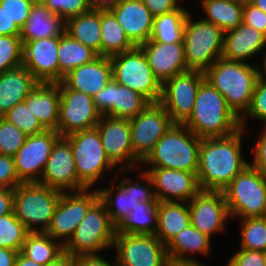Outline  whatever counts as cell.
Returning a JSON list of instances; mask_svg holds the SVG:
<instances>
[{
    "instance_id": "cell-1",
    "label": "cell",
    "mask_w": 266,
    "mask_h": 266,
    "mask_svg": "<svg viewBox=\"0 0 266 266\" xmlns=\"http://www.w3.org/2000/svg\"><path fill=\"white\" fill-rule=\"evenodd\" d=\"M246 131L240 128L226 137L201 139L197 170L200 190L223 191L249 165L242 147Z\"/></svg>"
},
{
    "instance_id": "cell-2",
    "label": "cell",
    "mask_w": 266,
    "mask_h": 266,
    "mask_svg": "<svg viewBox=\"0 0 266 266\" xmlns=\"http://www.w3.org/2000/svg\"><path fill=\"white\" fill-rule=\"evenodd\" d=\"M259 62L245 63L218 58L205 72L207 80L234 114L241 119L248 111L255 84L260 78Z\"/></svg>"
},
{
    "instance_id": "cell-3",
    "label": "cell",
    "mask_w": 266,
    "mask_h": 266,
    "mask_svg": "<svg viewBox=\"0 0 266 266\" xmlns=\"http://www.w3.org/2000/svg\"><path fill=\"white\" fill-rule=\"evenodd\" d=\"M184 125L200 139L226 137L241 128L225 97L207 80L200 84L192 114Z\"/></svg>"
},
{
    "instance_id": "cell-4",
    "label": "cell",
    "mask_w": 266,
    "mask_h": 266,
    "mask_svg": "<svg viewBox=\"0 0 266 266\" xmlns=\"http://www.w3.org/2000/svg\"><path fill=\"white\" fill-rule=\"evenodd\" d=\"M116 171L114 172L116 173L114 174V178L116 177L117 181L113 182V180H110L108 186H103L104 188L99 187L97 190L99 192V199L105 204L112 224L118 228L130 212L136 209L138 202L157 205L158 200L155 195L153 183L147 172L138 168L139 175L137 179L134 180L132 178L131 180L128 176H124L127 174L126 172H130L129 170H123L122 172L118 168V171Z\"/></svg>"
},
{
    "instance_id": "cell-5",
    "label": "cell",
    "mask_w": 266,
    "mask_h": 266,
    "mask_svg": "<svg viewBox=\"0 0 266 266\" xmlns=\"http://www.w3.org/2000/svg\"><path fill=\"white\" fill-rule=\"evenodd\" d=\"M200 141L184 124H174L157 141L141 166L194 172L197 175Z\"/></svg>"
},
{
    "instance_id": "cell-6",
    "label": "cell",
    "mask_w": 266,
    "mask_h": 266,
    "mask_svg": "<svg viewBox=\"0 0 266 266\" xmlns=\"http://www.w3.org/2000/svg\"><path fill=\"white\" fill-rule=\"evenodd\" d=\"M61 195L39 182L21 183L14 188L13 211L29 232H46Z\"/></svg>"
},
{
    "instance_id": "cell-7",
    "label": "cell",
    "mask_w": 266,
    "mask_h": 266,
    "mask_svg": "<svg viewBox=\"0 0 266 266\" xmlns=\"http://www.w3.org/2000/svg\"><path fill=\"white\" fill-rule=\"evenodd\" d=\"M64 138L71 145L78 181L86 189H97L95 185L98 182H105V173L109 174L117 169L108 159L96 127L75 132Z\"/></svg>"
},
{
    "instance_id": "cell-8",
    "label": "cell",
    "mask_w": 266,
    "mask_h": 266,
    "mask_svg": "<svg viewBox=\"0 0 266 266\" xmlns=\"http://www.w3.org/2000/svg\"><path fill=\"white\" fill-rule=\"evenodd\" d=\"M223 192L232 221L266 216V176L250 164L234 177Z\"/></svg>"
},
{
    "instance_id": "cell-9",
    "label": "cell",
    "mask_w": 266,
    "mask_h": 266,
    "mask_svg": "<svg viewBox=\"0 0 266 266\" xmlns=\"http://www.w3.org/2000/svg\"><path fill=\"white\" fill-rule=\"evenodd\" d=\"M188 12L183 33L187 68L205 72L222 56L224 31L214 24L195 18Z\"/></svg>"
},
{
    "instance_id": "cell-10",
    "label": "cell",
    "mask_w": 266,
    "mask_h": 266,
    "mask_svg": "<svg viewBox=\"0 0 266 266\" xmlns=\"http://www.w3.org/2000/svg\"><path fill=\"white\" fill-rule=\"evenodd\" d=\"M116 230L105 204L98 199L64 245V254L69 256L102 254L101 252L113 248Z\"/></svg>"
},
{
    "instance_id": "cell-11",
    "label": "cell",
    "mask_w": 266,
    "mask_h": 266,
    "mask_svg": "<svg viewBox=\"0 0 266 266\" xmlns=\"http://www.w3.org/2000/svg\"><path fill=\"white\" fill-rule=\"evenodd\" d=\"M109 58L114 80L139 92L151 103L160 101L162 84L152 73L146 56L139 46Z\"/></svg>"
},
{
    "instance_id": "cell-12",
    "label": "cell",
    "mask_w": 266,
    "mask_h": 266,
    "mask_svg": "<svg viewBox=\"0 0 266 266\" xmlns=\"http://www.w3.org/2000/svg\"><path fill=\"white\" fill-rule=\"evenodd\" d=\"M204 72L187 70L162 84L159 103L166 109L174 124H184L190 117Z\"/></svg>"
},
{
    "instance_id": "cell-13",
    "label": "cell",
    "mask_w": 266,
    "mask_h": 266,
    "mask_svg": "<svg viewBox=\"0 0 266 266\" xmlns=\"http://www.w3.org/2000/svg\"><path fill=\"white\" fill-rule=\"evenodd\" d=\"M99 199L97 189L62 192L50 226L45 232L63 246L72 237L89 208Z\"/></svg>"
},
{
    "instance_id": "cell-14",
    "label": "cell",
    "mask_w": 266,
    "mask_h": 266,
    "mask_svg": "<svg viewBox=\"0 0 266 266\" xmlns=\"http://www.w3.org/2000/svg\"><path fill=\"white\" fill-rule=\"evenodd\" d=\"M113 250L118 266H167L166 245L154 234H123L116 230Z\"/></svg>"
},
{
    "instance_id": "cell-15",
    "label": "cell",
    "mask_w": 266,
    "mask_h": 266,
    "mask_svg": "<svg viewBox=\"0 0 266 266\" xmlns=\"http://www.w3.org/2000/svg\"><path fill=\"white\" fill-rule=\"evenodd\" d=\"M59 92L61 100L56 131L62 137L96 127L102 115L92 96L72 90L62 81L59 82Z\"/></svg>"
},
{
    "instance_id": "cell-16",
    "label": "cell",
    "mask_w": 266,
    "mask_h": 266,
    "mask_svg": "<svg viewBox=\"0 0 266 266\" xmlns=\"http://www.w3.org/2000/svg\"><path fill=\"white\" fill-rule=\"evenodd\" d=\"M133 154L142 162L157 141L174 125L166 109L150 103L142 112L129 119Z\"/></svg>"
},
{
    "instance_id": "cell-17",
    "label": "cell",
    "mask_w": 266,
    "mask_h": 266,
    "mask_svg": "<svg viewBox=\"0 0 266 266\" xmlns=\"http://www.w3.org/2000/svg\"><path fill=\"white\" fill-rule=\"evenodd\" d=\"M110 162L120 170H137L141 161L133 154L129 119L101 116L96 125Z\"/></svg>"
},
{
    "instance_id": "cell-18",
    "label": "cell",
    "mask_w": 266,
    "mask_h": 266,
    "mask_svg": "<svg viewBox=\"0 0 266 266\" xmlns=\"http://www.w3.org/2000/svg\"><path fill=\"white\" fill-rule=\"evenodd\" d=\"M61 137L56 130H45L40 134L27 136L25 143L13 156L21 183L40 182L50 153Z\"/></svg>"
},
{
    "instance_id": "cell-19",
    "label": "cell",
    "mask_w": 266,
    "mask_h": 266,
    "mask_svg": "<svg viewBox=\"0 0 266 266\" xmlns=\"http://www.w3.org/2000/svg\"><path fill=\"white\" fill-rule=\"evenodd\" d=\"M188 206L191 225L211 239L227 229L231 218L223 191L200 190Z\"/></svg>"
},
{
    "instance_id": "cell-20",
    "label": "cell",
    "mask_w": 266,
    "mask_h": 266,
    "mask_svg": "<svg viewBox=\"0 0 266 266\" xmlns=\"http://www.w3.org/2000/svg\"><path fill=\"white\" fill-rule=\"evenodd\" d=\"M93 97L98 112L102 116L132 119L151 102L142 94L113 78Z\"/></svg>"
},
{
    "instance_id": "cell-21",
    "label": "cell",
    "mask_w": 266,
    "mask_h": 266,
    "mask_svg": "<svg viewBox=\"0 0 266 266\" xmlns=\"http://www.w3.org/2000/svg\"><path fill=\"white\" fill-rule=\"evenodd\" d=\"M39 183L61 192L86 189L78 181L71 145L64 137L54 145Z\"/></svg>"
},
{
    "instance_id": "cell-22",
    "label": "cell",
    "mask_w": 266,
    "mask_h": 266,
    "mask_svg": "<svg viewBox=\"0 0 266 266\" xmlns=\"http://www.w3.org/2000/svg\"><path fill=\"white\" fill-rule=\"evenodd\" d=\"M59 39L60 36L22 43V65L38 82H59Z\"/></svg>"
},
{
    "instance_id": "cell-23",
    "label": "cell",
    "mask_w": 266,
    "mask_h": 266,
    "mask_svg": "<svg viewBox=\"0 0 266 266\" xmlns=\"http://www.w3.org/2000/svg\"><path fill=\"white\" fill-rule=\"evenodd\" d=\"M140 168L150 176L158 202H189L200 191L194 172Z\"/></svg>"
},
{
    "instance_id": "cell-24",
    "label": "cell",
    "mask_w": 266,
    "mask_h": 266,
    "mask_svg": "<svg viewBox=\"0 0 266 266\" xmlns=\"http://www.w3.org/2000/svg\"><path fill=\"white\" fill-rule=\"evenodd\" d=\"M152 69V73L163 84L175 75L189 70L186 65L184 44L146 41L139 45Z\"/></svg>"
},
{
    "instance_id": "cell-25",
    "label": "cell",
    "mask_w": 266,
    "mask_h": 266,
    "mask_svg": "<svg viewBox=\"0 0 266 266\" xmlns=\"http://www.w3.org/2000/svg\"><path fill=\"white\" fill-rule=\"evenodd\" d=\"M109 10L135 46L151 38L154 17L141 0H120Z\"/></svg>"
},
{
    "instance_id": "cell-26",
    "label": "cell",
    "mask_w": 266,
    "mask_h": 266,
    "mask_svg": "<svg viewBox=\"0 0 266 266\" xmlns=\"http://www.w3.org/2000/svg\"><path fill=\"white\" fill-rule=\"evenodd\" d=\"M266 36L255 28L239 24L236 28L224 32L222 58L250 63L259 53H266Z\"/></svg>"
},
{
    "instance_id": "cell-27",
    "label": "cell",
    "mask_w": 266,
    "mask_h": 266,
    "mask_svg": "<svg viewBox=\"0 0 266 266\" xmlns=\"http://www.w3.org/2000/svg\"><path fill=\"white\" fill-rule=\"evenodd\" d=\"M113 78L110 58L98 56L95 60L81 65L62 79L70 89L94 96Z\"/></svg>"
},
{
    "instance_id": "cell-28",
    "label": "cell",
    "mask_w": 266,
    "mask_h": 266,
    "mask_svg": "<svg viewBox=\"0 0 266 266\" xmlns=\"http://www.w3.org/2000/svg\"><path fill=\"white\" fill-rule=\"evenodd\" d=\"M60 100L59 82H39L24 102L46 130H57Z\"/></svg>"
},
{
    "instance_id": "cell-29",
    "label": "cell",
    "mask_w": 266,
    "mask_h": 266,
    "mask_svg": "<svg viewBox=\"0 0 266 266\" xmlns=\"http://www.w3.org/2000/svg\"><path fill=\"white\" fill-rule=\"evenodd\" d=\"M66 21L52 13L44 4L35 3L29 17L21 28L22 43L61 36L65 32Z\"/></svg>"
},
{
    "instance_id": "cell-30",
    "label": "cell",
    "mask_w": 266,
    "mask_h": 266,
    "mask_svg": "<svg viewBox=\"0 0 266 266\" xmlns=\"http://www.w3.org/2000/svg\"><path fill=\"white\" fill-rule=\"evenodd\" d=\"M38 83L23 65L0 74V117L24 101Z\"/></svg>"
},
{
    "instance_id": "cell-31",
    "label": "cell",
    "mask_w": 266,
    "mask_h": 266,
    "mask_svg": "<svg viewBox=\"0 0 266 266\" xmlns=\"http://www.w3.org/2000/svg\"><path fill=\"white\" fill-rule=\"evenodd\" d=\"M211 238L197 230L191 224L175 235L166 245L168 259L180 261H198L195 255L202 257L211 254Z\"/></svg>"
},
{
    "instance_id": "cell-32",
    "label": "cell",
    "mask_w": 266,
    "mask_h": 266,
    "mask_svg": "<svg viewBox=\"0 0 266 266\" xmlns=\"http://www.w3.org/2000/svg\"><path fill=\"white\" fill-rule=\"evenodd\" d=\"M191 224L188 202H158L155 236L165 245Z\"/></svg>"
},
{
    "instance_id": "cell-33",
    "label": "cell",
    "mask_w": 266,
    "mask_h": 266,
    "mask_svg": "<svg viewBox=\"0 0 266 266\" xmlns=\"http://www.w3.org/2000/svg\"><path fill=\"white\" fill-rule=\"evenodd\" d=\"M65 32L101 56V9L91 8L83 14L68 18Z\"/></svg>"
},
{
    "instance_id": "cell-34",
    "label": "cell",
    "mask_w": 266,
    "mask_h": 266,
    "mask_svg": "<svg viewBox=\"0 0 266 266\" xmlns=\"http://www.w3.org/2000/svg\"><path fill=\"white\" fill-rule=\"evenodd\" d=\"M20 253L38 264L47 266L64 255V246L45 232H30Z\"/></svg>"
},
{
    "instance_id": "cell-35",
    "label": "cell",
    "mask_w": 266,
    "mask_h": 266,
    "mask_svg": "<svg viewBox=\"0 0 266 266\" xmlns=\"http://www.w3.org/2000/svg\"><path fill=\"white\" fill-rule=\"evenodd\" d=\"M98 53L92 48L74 40L64 32L59 39V82L73 69L89 63L98 57Z\"/></svg>"
},
{
    "instance_id": "cell-36",
    "label": "cell",
    "mask_w": 266,
    "mask_h": 266,
    "mask_svg": "<svg viewBox=\"0 0 266 266\" xmlns=\"http://www.w3.org/2000/svg\"><path fill=\"white\" fill-rule=\"evenodd\" d=\"M200 9L204 20L221 28L224 32L242 23L243 5L231 0H202ZM206 15V17H205Z\"/></svg>"
},
{
    "instance_id": "cell-37",
    "label": "cell",
    "mask_w": 266,
    "mask_h": 266,
    "mask_svg": "<svg viewBox=\"0 0 266 266\" xmlns=\"http://www.w3.org/2000/svg\"><path fill=\"white\" fill-rule=\"evenodd\" d=\"M134 47L114 14L109 9L101 10V56L110 57Z\"/></svg>"
},
{
    "instance_id": "cell-38",
    "label": "cell",
    "mask_w": 266,
    "mask_h": 266,
    "mask_svg": "<svg viewBox=\"0 0 266 266\" xmlns=\"http://www.w3.org/2000/svg\"><path fill=\"white\" fill-rule=\"evenodd\" d=\"M189 11L182 5L177 10L154 17L149 41L166 44L183 42L184 25Z\"/></svg>"
},
{
    "instance_id": "cell-39",
    "label": "cell",
    "mask_w": 266,
    "mask_h": 266,
    "mask_svg": "<svg viewBox=\"0 0 266 266\" xmlns=\"http://www.w3.org/2000/svg\"><path fill=\"white\" fill-rule=\"evenodd\" d=\"M157 227V205L137 203L125 221L117 228L123 234H155Z\"/></svg>"
},
{
    "instance_id": "cell-40",
    "label": "cell",
    "mask_w": 266,
    "mask_h": 266,
    "mask_svg": "<svg viewBox=\"0 0 266 266\" xmlns=\"http://www.w3.org/2000/svg\"><path fill=\"white\" fill-rule=\"evenodd\" d=\"M240 248L266 251V216L239 219Z\"/></svg>"
},
{
    "instance_id": "cell-41",
    "label": "cell",
    "mask_w": 266,
    "mask_h": 266,
    "mask_svg": "<svg viewBox=\"0 0 266 266\" xmlns=\"http://www.w3.org/2000/svg\"><path fill=\"white\" fill-rule=\"evenodd\" d=\"M29 233L26 226L16 218L14 211L0 216V247L20 252Z\"/></svg>"
},
{
    "instance_id": "cell-42",
    "label": "cell",
    "mask_w": 266,
    "mask_h": 266,
    "mask_svg": "<svg viewBox=\"0 0 266 266\" xmlns=\"http://www.w3.org/2000/svg\"><path fill=\"white\" fill-rule=\"evenodd\" d=\"M2 117L27 136L40 134L46 130L24 101L16 104Z\"/></svg>"
},
{
    "instance_id": "cell-43",
    "label": "cell",
    "mask_w": 266,
    "mask_h": 266,
    "mask_svg": "<svg viewBox=\"0 0 266 266\" xmlns=\"http://www.w3.org/2000/svg\"><path fill=\"white\" fill-rule=\"evenodd\" d=\"M22 51L20 36L0 35V74L22 66Z\"/></svg>"
},
{
    "instance_id": "cell-44",
    "label": "cell",
    "mask_w": 266,
    "mask_h": 266,
    "mask_svg": "<svg viewBox=\"0 0 266 266\" xmlns=\"http://www.w3.org/2000/svg\"><path fill=\"white\" fill-rule=\"evenodd\" d=\"M249 119L263 122L266 126V81L259 78L255 84L252 100L248 111L240 119L242 129H247Z\"/></svg>"
},
{
    "instance_id": "cell-45",
    "label": "cell",
    "mask_w": 266,
    "mask_h": 266,
    "mask_svg": "<svg viewBox=\"0 0 266 266\" xmlns=\"http://www.w3.org/2000/svg\"><path fill=\"white\" fill-rule=\"evenodd\" d=\"M27 135L5 118L0 117V154L14 156L25 143Z\"/></svg>"
},
{
    "instance_id": "cell-46",
    "label": "cell",
    "mask_w": 266,
    "mask_h": 266,
    "mask_svg": "<svg viewBox=\"0 0 266 266\" xmlns=\"http://www.w3.org/2000/svg\"><path fill=\"white\" fill-rule=\"evenodd\" d=\"M44 5L62 17L65 21L89 11L92 6L90 0H46Z\"/></svg>"
},
{
    "instance_id": "cell-47",
    "label": "cell",
    "mask_w": 266,
    "mask_h": 266,
    "mask_svg": "<svg viewBox=\"0 0 266 266\" xmlns=\"http://www.w3.org/2000/svg\"><path fill=\"white\" fill-rule=\"evenodd\" d=\"M0 5L21 29L26 23L34 3L29 0H0Z\"/></svg>"
},
{
    "instance_id": "cell-48",
    "label": "cell",
    "mask_w": 266,
    "mask_h": 266,
    "mask_svg": "<svg viewBox=\"0 0 266 266\" xmlns=\"http://www.w3.org/2000/svg\"><path fill=\"white\" fill-rule=\"evenodd\" d=\"M21 182L17 176L14 158L0 154V188L14 189Z\"/></svg>"
},
{
    "instance_id": "cell-49",
    "label": "cell",
    "mask_w": 266,
    "mask_h": 266,
    "mask_svg": "<svg viewBox=\"0 0 266 266\" xmlns=\"http://www.w3.org/2000/svg\"><path fill=\"white\" fill-rule=\"evenodd\" d=\"M229 258L226 266H265L261 251L238 249Z\"/></svg>"
},
{
    "instance_id": "cell-50",
    "label": "cell",
    "mask_w": 266,
    "mask_h": 266,
    "mask_svg": "<svg viewBox=\"0 0 266 266\" xmlns=\"http://www.w3.org/2000/svg\"><path fill=\"white\" fill-rule=\"evenodd\" d=\"M242 23L255 28L266 36V13L253 4L243 5Z\"/></svg>"
},
{
    "instance_id": "cell-51",
    "label": "cell",
    "mask_w": 266,
    "mask_h": 266,
    "mask_svg": "<svg viewBox=\"0 0 266 266\" xmlns=\"http://www.w3.org/2000/svg\"><path fill=\"white\" fill-rule=\"evenodd\" d=\"M258 139L251 149L254 153L252 163L249 164L259 170L263 175L266 176V126L263 125V129H261V133L258 135Z\"/></svg>"
},
{
    "instance_id": "cell-52",
    "label": "cell",
    "mask_w": 266,
    "mask_h": 266,
    "mask_svg": "<svg viewBox=\"0 0 266 266\" xmlns=\"http://www.w3.org/2000/svg\"><path fill=\"white\" fill-rule=\"evenodd\" d=\"M153 17L170 13L179 9L182 4L178 0H141Z\"/></svg>"
},
{
    "instance_id": "cell-53",
    "label": "cell",
    "mask_w": 266,
    "mask_h": 266,
    "mask_svg": "<svg viewBox=\"0 0 266 266\" xmlns=\"http://www.w3.org/2000/svg\"><path fill=\"white\" fill-rule=\"evenodd\" d=\"M100 254H81L73 256V266H118L116 257L114 261H109Z\"/></svg>"
},
{
    "instance_id": "cell-54",
    "label": "cell",
    "mask_w": 266,
    "mask_h": 266,
    "mask_svg": "<svg viewBox=\"0 0 266 266\" xmlns=\"http://www.w3.org/2000/svg\"><path fill=\"white\" fill-rule=\"evenodd\" d=\"M21 29L0 5V35L20 36Z\"/></svg>"
},
{
    "instance_id": "cell-55",
    "label": "cell",
    "mask_w": 266,
    "mask_h": 266,
    "mask_svg": "<svg viewBox=\"0 0 266 266\" xmlns=\"http://www.w3.org/2000/svg\"><path fill=\"white\" fill-rule=\"evenodd\" d=\"M14 189L0 188V216L13 212Z\"/></svg>"
},
{
    "instance_id": "cell-56",
    "label": "cell",
    "mask_w": 266,
    "mask_h": 266,
    "mask_svg": "<svg viewBox=\"0 0 266 266\" xmlns=\"http://www.w3.org/2000/svg\"><path fill=\"white\" fill-rule=\"evenodd\" d=\"M18 251L0 247V266H14Z\"/></svg>"
},
{
    "instance_id": "cell-57",
    "label": "cell",
    "mask_w": 266,
    "mask_h": 266,
    "mask_svg": "<svg viewBox=\"0 0 266 266\" xmlns=\"http://www.w3.org/2000/svg\"><path fill=\"white\" fill-rule=\"evenodd\" d=\"M120 0H90L92 8L107 10L117 4Z\"/></svg>"
},
{
    "instance_id": "cell-58",
    "label": "cell",
    "mask_w": 266,
    "mask_h": 266,
    "mask_svg": "<svg viewBox=\"0 0 266 266\" xmlns=\"http://www.w3.org/2000/svg\"><path fill=\"white\" fill-rule=\"evenodd\" d=\"M167 266H208V264L202 263L200 259L198 261H180V260H174L169 259Z\"/></svg>"
},
{
    "instance_id": "cell-59",
    "label": "cell",
    "mask_w": 266,
    "mask_h": 266,
    "mask_svg": "<svg viewBox=\"0 0 266 266\" xmlns=\"http://www.w3.org/2000/svg\"><path fill=\"white\" fill-rule=\"evenodd\" d=\"M14 266H43L41 264L36 263L35 261H32L25 256H23L20 252L18 253Z\"/></svg>"
},
{
    "instance_id": "cell-60",
    "label": "cell",
    "mask_w": 266,
    "mask_h": 266,
    "mask_svg": "<svg viewBox=\"0 0 266 266\" xmlns=\"http://www.w3.org/2000/svg\"><path fill=\"white\" fill-rule=\"evenodd\" d=\"M47 266H73V256L64 254L56 262L48 264Z\"/></svg>"
},
{
    "instance_id": "cell-61",
    "label": "cell",
    "mask_w": 266,
    "mask_h": 266,
    "mask_svg": "<svg viewBox=\"0 0 266 266\" xmlns=\"http://www.w3.org/2000/svg\"><path fill=\"white\" fill-rule=\"evenodd\" d=\"M264 57L261 58L262 65H259L260 68V77L266 81V53L263 55Z\"/></svg>"
},
{
    "instance_id": "cell-62",
    "label": "cell",
    "mask_w": 266,
    "mask_h": 266,
    "mask_svg": "<svg viewBox=\"0 0 266 266\" xmlns=\"http://www.w3.org/2000/svg\"><path fill=\"white\" fill-rule=\"evenodd\" d=\"M251 4L260 8L264 13H266V0H252Z\"/></svg>"
},
{
    "instance_id": "cell-63",
    "label": "cell",
    "mask_w": 266,
    "mask_h": 266,
    "mask_svg": "<svg viewBox=\"0 0 266 266\" xmlns=\"http://www.w3.org/2000/svg\"><path fill=\"white\" fill-rule=\"evenodd\" d=\"M231 1H233L234 3L241 4V5H246L248 3H251L252 0H231Z\"/></svg>"
},
{
    "instance_id": "cell-64",
    "label": "cell",
    "mask_w": 266,
    "mask_h": 266,
    "mask_svg": "<svg viewBox=\"0 0 266 266\" xmlns=\"http://www.w3.org/2000/svg\"><path fill=\"white\" fill-rule=\"evenodd\" d=\"M46 0H36V3H39V4H44Z\"/></svg>"
},
{
    "instance_id": "cell-65",
    "label": "cell",
    "mask_w": 266,
    "mask_h": 266,
    "mask_svg": "<svg viewBox=\"0 0 266 266\" xmlns=\"http://www.w3.org/2000/svg\"><path fill=\"white\" fill-rule=\"evenodd\" d=\"M263 256H264V263H265V266H266V251L263 252Z\"/></svg>"
},
{
    "instance_id": "cell-66",
    "label": "cell",
    "mask_w": 266,
    "mask_h": 266,
    "mask_svg": "<svg viewBox=\"0 0 266 266\" xmlns=\"http://www.w3.org/2000/svg\"><path fill=\"white\" fill-rule=\"evenodd\" d=\"M29 1L33 2L34 4L36 3V0H29Z\"/></svg>"
},
{
    "instance_id": "cell-67",
    "label": "cell",
    "mask_w": 266,
    "mask_h": 266,
    "mask_svg": "<svg viewBox=\"0 0 266 266\" xmlns=\"http://www.w3.org/2000/svg\"><path fill=\"white\" fill-rule=\"evenodd\" d=\"M182 5H183V2H181V0H178ZM183 1V0H182ZM200 2L202 1V0H199Z\"/></svg>"
}]
</instances>
